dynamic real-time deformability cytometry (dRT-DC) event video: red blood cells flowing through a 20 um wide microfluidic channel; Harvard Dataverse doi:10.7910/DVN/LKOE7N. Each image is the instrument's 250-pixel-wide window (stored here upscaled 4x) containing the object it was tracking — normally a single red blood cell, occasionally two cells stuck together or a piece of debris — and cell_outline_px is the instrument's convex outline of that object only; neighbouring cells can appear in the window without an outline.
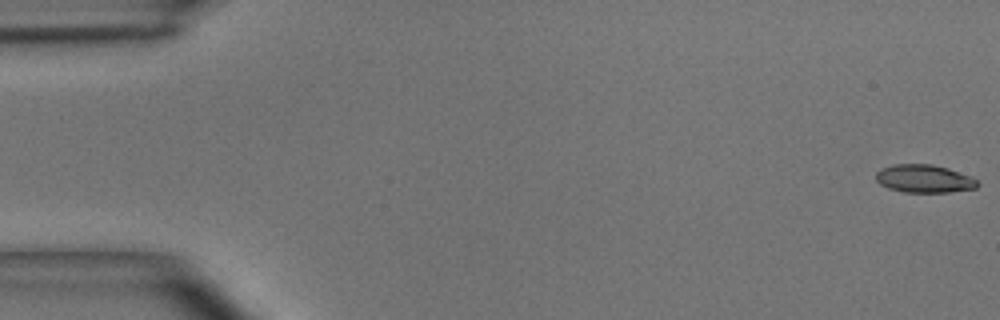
{"species": "common noctule bat (a hibernating species)", "species_latin": "Nyctalus noctula", "temperature_condition": "room temperature", "stored_images_in_passage": 3, "camera_frame_rate_fps": 3000, "um_per_image_px": 0.085, "animal": {"sex": "male", "body_mass_g": 15.6}, "frame": {"image": 1, "passage_image": 1, "time_ms": 0.0, "image_size_px": [1000, 320], "cell_outline_px": [[980, 184], [976, 188], [948, 192], [904, 192], [888, 188], [880, 184], [876, 180], [876, 172], [880, 168], [892, 164], [932, 164], [948, 168], [972, 176]], "centroid_in_image_um": [78.55, 15.18], "position_along_channel_um": 6.5, "area_um2": 16.7}}